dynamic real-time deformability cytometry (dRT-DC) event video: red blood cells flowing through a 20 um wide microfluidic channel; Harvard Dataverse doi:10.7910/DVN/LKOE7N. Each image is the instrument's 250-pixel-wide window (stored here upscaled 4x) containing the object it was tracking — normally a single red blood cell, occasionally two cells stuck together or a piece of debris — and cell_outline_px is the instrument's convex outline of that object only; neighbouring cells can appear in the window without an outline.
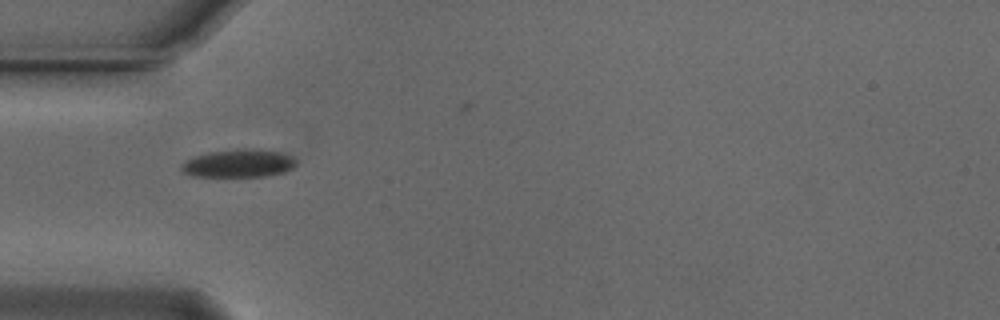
{"species": "Egyptian fruit bat (a non-hibernating species)", "species_latin": "Rousettus aegyptiacus", "temperature_condition": "cold", "stored_images_in_passage": 28, "camera_frame_rate_fps": 3000, "um_per_image_px": 0.085, "animal": {"sex": "male"}, "frame": {"image": 1, "passage_image": 1, "time_ms": 0.0, "image_size_px": [1000, 320], "cell_outline_px": [[296, 164], [292, 168], [284, 172], [264, 176], [192, 176], [184, 172], [180, 168], [180, 164], [192, 156], [208, 152], [240, 148], [252, 148], [280, 152], [292, 156], [296, 160]], "centroid_in_image_um": [20.26, 13.87], "position_along_channel_um": 64.7, "area_um2": 18.84}}
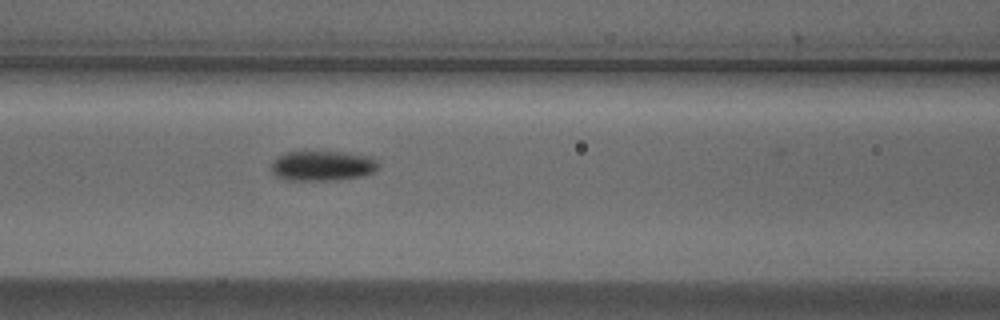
{"frame": {"image": 2, "passage_image": 7, "time_ms": 2.0, "image_size_px": [1000, 320], "cell_outline_px": [[380, 168], [376, 172], [360, 176], [332, 180], [284, 180], [276, 176], [272, 172], [272, 160], [276, 156], [284, 152], [348, 152], [372, 156], [380, 164]], "centroid_in_image_um": [27.43, 14.08], "position_along_channel_um": 139.2, "area_um2": 19.07}}
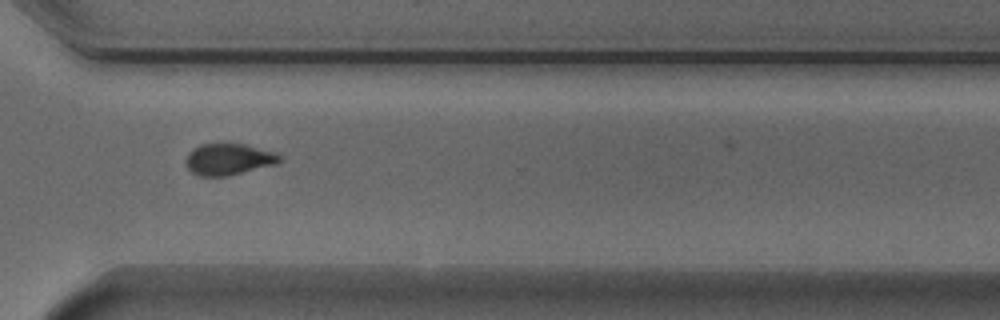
{"frame": {"image": 3, "passage_image": 24, "time_ms": 7.667, "image_size_px": [1000, 320], "cell_outline_px": [[280, 160], [276, 164], [228, 176], [200, 176], [192, 172], [188, 168], [184, 160], [188, 152], [192, 148], [200, 144], [244, 144], [276, 152], [280, 156]], "centroid_in_image_um": [19.4, 13.54], "position_along_channel_um": 351.2, "area_um2": 17.22}}